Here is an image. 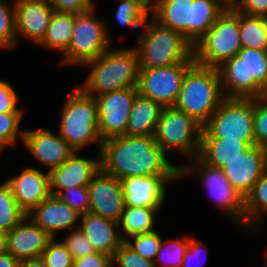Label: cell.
<instances>
[{
	"label": "cell",
	"mask_w": 267,
	"mask_h": 267,
	"mask_svg": "<svg viewBox=\"0 0 267 267\" xmlns=\"http://www.w3.org/2000/svg\"><path fill=\"white\" fill-rule=\"evenodd\" d=\"M120 182L125 206L156 208L162 213L164 208L167 210L168 191L174 189L180 179L179 175H147L126 177Z\"/></svg>",
	"instance_id": "5bb4252c"
},
{
	"label": "cell",
	"mask_w": 267,
	"mask_h": 267,
	"mask_svg": "<svg viewBox=\"0 0 267 267\" xmlns=\"http://www.w3.org/2000/svg\"><path fill=\"white\" fill-rule=\"evenodd\" d=\"M3 78H0V113H26L28 109L22 105L23 99L18 92L20 89L13 86L10 80Z\"/></svg>",
	"instance_id": "74e56055"
},
{
	"label": "cell",
	"mask_w": 267,
	"mask_h": 267,
	"mask_svg": "<svg viewBox=\"0 0 267 267\" xmlns=\"http://www.w3.org/2000/svg\"><path fill=\"white\" fill-rule=\"evenodd\" d=\"M239 34L242 48L267 51V17L239 12Z\"/></svg>",
	"instance_id": "1f68e13d"
},
{
	"label": "cell",
	"mask_w": 267,
	"mask_h": 267,
	"mask_svg": "<svg viewBox=\"0 0 267 267\" xmlns=\"http://www.w3.org/2000/svg\"><path fill=\"white\" fill-rule=\"evenodd\" d=\"M0 267H20V260L6 252L0 255Z\"/></svg>",
	"instance_id": "c3c4849f"
},
{
	"label": "cell",
	"mask_w": 267,
	"mask_h": 267,
	"mask_svg": "<svg viewBox=\"0 0 267 267\" xmlns=\"http://www.w3.org/2000/svg\"><path fill=\"white\" fill-rule=\"evenodd\" d=\"M226 8L218 0H193L191 6V45L214 25Z\"/></svg>",
	"instance_id": "4dcf8cb0"
},
{
	"label": "cell",
	"mask_w": 267,
	"mask_h": 267,
	"mask_svg": "<svg viewBox=\"0 0 267 267\" xmlns=\"http://www.w3.org/2000/svg\"><path fill=\"white\" fill-rule=\"evenodd\" d=\"M59 107L55 128L74 151L95 148L100 152L103 139L99 134L98 107L95 97L87 95L75 84ZM57 124V125H56Z\"/></svg>",
	"instance_id": "3957f363"
},
{
	"label": "cell",
	"mask_w": 267,
	"mask_h": 267,
	"mask_svg": "<svg viewBox=\"0 0 267 267\" xmlns=\"http://www.w3.org/2000/svg\"><path fill=\"white\" fill-rule=\"evenodd\" d=\"M261 99L267 104V87L263 89Z\"/></svg>",
	"instance_id": "db71d44e"
},
{
	"label": "cell",
	"mask_w": 267,
	"mask_h": 267,
	"mask_svg": "<svg viewBox=\"0 0 267 267\" xmlns=\"http://www.w3.org/2000/svg\"><path fill=\"white\" fill-rule=\"evenodd\" d=\"M73 267H113L112 257L101 252L91 253L75 259Z\"/></svg>",
	"instance_id": "bcb514c9"
},
{
	"label": "cell",
	"mask_w": 267,
	"mask_h": 267,
	"mask_svg": "<svg viewBox=\"0 0 267 267\" xmlns=\"http://www.w3.org/2000/svg\"><path fill=\"white\" fill-rule=\"evenodd\" d=\"M255 142L232 139H201L199 158L215 168H222L229 161L240 156Z\"/></svg>",
	"instance_id": "4316f807"
},
{
	"label": "cell",
	"mask_w": 267,
	"mask_h": 267,
	"mask_svg": "<svg viewBox=\"0 0 267 267\" xmlns=\"http://www.w3.org/2000/svg\"><path fill=\"white\" fill-rule=\"evenodd\" d=\"M254 98L224 97L203 126L201 139L254 142Z\"/></svg>",
	"instance_id": "8fae6325"
},
{
	"label": "cell",
	"mask_w": 267,
	"mask_h": 267,
	"mask_svg": "<svg viewBox=\"0 0 267 267\" xmlns=\"http://www.w3.org/2000/svg\"><path fill=\"white\" fill-rule=\"evenodd\" d=\"M47 267H73L74 259L59 238H52L41 255Z\"/></svg>",
	"instance_id": "ab89813d"
},
{
	"label": "cell",
	"mask_w": 267,
	"mask_h": 267,
	"mask_svg": "<svg viewBox=\"0 0 267 267\" xmlns=\"http://www.w3.org/2000/svg\"><path fill=\"white\" fill-rule=\"evenodd\" d=\"M59 239L71 253L74 260L97 252L79 227L61 235Z\"/></svg>",
	"instance_id": "f35d334b"
},
{
	"label": "cell",
	"mask_w": 267,
	"mask_h": 267,
	"mask_svg": "<svg viewBox=\"0 0 267 267\" xmlns=\"http://www.w3.org/2000/svg\"><path fill=\"white\" fill-rule=\"evenodd\" d=\"M164 237L154 260L155 267H181L189 247V235Z\"/></svg>",
	"instance_id": "836d02e7"
},
{
	"label": "cell",
	"mask_w": 267,
	"mask_h": 267,
	"mask_svg": "<svg viewBox=\"0 0 267 267\" xmlns=\"http://www.w3.org/2000/svg\"><path fill=\"white\" fill-rule=\"evenodd\" d=\"M113 267H155L154 262L147 260L136 253L124 241L115 251L112 257Z\"/></svg>",
	"instance_id": "7bdbcfd3"
},
{
	"label": "cell",
	"mask_w": 267,
	"mask_h": 267,
	"mask_svg": "<svg viewBox=\"0 0 267 267\" xmlns=\"http://www.w3.org/2000/svg\"><path fill=\"white\" fill-rule=\"evenodd\" d=\"M195 63L193 54L183 63L156 67L139 68L138 92L164 106H174L182 88L186 71Z\"/></svg>",
	"instance_id": "7c38bea8"
},
{
	"label": "cell",
	"mask_w": 267,
	"mask_h": 267,
	"mask_svg": "<svg viewBox=\"0 0 267 267\" xmlns=\"http://www.w3.org/2000/svg\"><path fill=\"white\" fill-rule=\"evenodd\" d=\"M209 245L199 239L193 231L189 233V247L184 255L181 267H204L209 258Z\"/></svg>",
	"instance_id": "60d3db41"
},
{
	"label": "cell",
	"mask_w": 267,
	"mask_h": 267,
	"mask_svg": "<svg viewBox=\"0 0 267 267\" xmlns=\"http://www.w3.org/2000/svg\"><path fill=\"white\" fill-rule=\"evenodd\" d=\"M203 127L184 111L164 106L155 131V140L173 160L180 159L179 167L199 156ZM177 156V157H176Z\"/></svg>",
	"instance_id": "9c48e42d"
},
{
	"label": "cell",
	"mask_w": 267,
	"mask_h": 267,
	"mask_svg": "<svg viewBox=\"0 0 267 267\" xmlns=\"http://www.w3.org/2000/svg\"><path fill=\"white\" fill-rule=\"evenodd\" d=\"M17 51L14 0H0V52Z\"/></svg>",
	"instance_id": "d590c367"
},
{
	"label": "cell",
	"mask_w": 267,
	"mask_h": 267,
	"mask_svg": "<svg viewBox=\"0 0 267 267\" xmlns=\"http://www.w3.org/2000/svg\"><path fill=\"white\" fill-rule=\"evenodd\" d=\"M112 1V0H111ZM116 4L114 9V23L120 28L129 29L136 34L135 41L139 35L140 28L151 16V0H113ZM139 29V30H137ZM137 31V32H136ZM138 33V34H137Z\"/></svg>",
	"instance_id": "f546056e"
},
{
	"label": "cell",
	"mask_w": 267,
	"mask_h": 267,
	"mask_svg": "<svg viewBox=\"0 0 267 267\" xmlns=\"http://www.w3.org/2000/svg\"><path fill=\"white\" fill-rule=\"evenodd\" d=\"M161 213L156 208L149 207H124L119 221V232L123 241L145 233L155 231L159 226L158 220ZM158 222V224H156Z\"/></svg>",
	"instance_id": "f1b7e54d"
},
{
	"label": "cell",
	"mask_w": 267,
	"mask_h": 267,
	"mask_svg": "<svg viewBox=\"0 0 267 267\" xmlns=\"http://www.w3.org/2000/svg\"><path fill=\"white\" fill-rule=\"evenodd\" d=\"M235 8L245 15L267 17V0H240Z\"/></svg>",
	"instance_id": "7dc6e473"
},
{
	"label": "cell",
	"mask_w": 267,
	"mask_h": 267,
	"mask_svg": "<svg viewBox=\"0 0 267 267\" xmlns=\"http://www.w3.org/2000/svg\"><path fill=\"white\" fill-rule=\"evenodd\" d=\"M193 0H151V16L160 24L179 32L191 44Z\"/></svg>",
	"instance_id": "d4e9b609"
},
{
	"label": "cell",
	"mask_w": 267,
	"mask_h": 267,
	"mask_svg": "<svg viewBox=\"0 0 267 267\" xmlns=\"http://www.w3.org/2000/svg\"><path fill=\"white\" fill-rule=\"evenodd\" d=\"M134 42L139 68L180 64L193 54V46L179 32L160 24L152 16Z\"/></svg>",
	"instance_id": "8992f818"
},
{
	"label": "cell",
	"mask_w": 267,
	"mask_h": 267,
	"mask_svg": "<svg viewBox=\"0 0 267 267\" xmlns=\"http://www.w3.org/2000/svg\"><path fill=\"white\" fill-rule=\"evenodd\" d=\"M20 267H47L42 257L24 259L20 261Z\"/></svg>",
	"instance_id": "681fc988"
},
{
	"label": "cell",
	"mask_w": 267,
	"mask_h": 267,
	"mask_svg": "<svg viewBox=\"0 0 267 267\" xmlns=\"http://www.w3.org/2000/svg\"><path fill=\"white\" fill-rule=\"evenodd\" d=\"M3 155H4V153L0 150V157L3 156Z\"/></svg>",
	"instance_id": "9f6ffc18"
},
{
	"label": "cell",
	"mask_w": 267,
	"mask_h": 267,
	"mask_svg": "<svg viewBox=\"0 0 267 267\" xmlns=\"http://www.w3.org/2000/svg\"><path fill=\"white\" fill-rule=\"evenodd\" d=\"M223 98L219 70L195 62L186 71L174 107L184 111L203 127Z\"/></svg>",
	"instance_id": "52a82bcc"
},
{
	"label": "cell",
	"mask_w": 267,
	"mask_h": 267,
	"mask_svg": "<svg viewBox=\"0 0 267 267\" xmlns=\"http://www.w3.org/2000/svg\"><path fill=\"white\" fill-rule=\"evenodd\" d=\"M74 151L59 167L49 171L50 193L58 195L70 187H88L101 169L100 152ZM87 155H86V154ZM94 154L93 157L90 155Z\"/></svg>",
	"instance_id": "2e32d148"
},
{
	"label": "cell",
	"mask_w": 267,
	"mask_h": 267,
	"mask_svg": "<svg viewBox=\"0 0 267 267\" xmlns=\"http://www.w3.org/2000/svg\"><path fill=\"white\" fill-rule=\"evenodd\" d=\"M88 190L89 212L119 223L125 207L120 180L100 169L92 178Z\"/></svg>",
	"instance_id": "ffe728a7"
},
{
	"label": "cell",
	"mask_w": 267,
	"mask_h": 267,
	"mask_svg": "<svg viewBox=\"0 0 267 267\" xmlns=\"http://www.w3.org/2000/svg\"><path fill=\"white\" fill-rule=\"evenodd\" d=\"M54 11L81 14L99 8V0H47Z\"/></svg>",
	"instance_id": "f6af8a7d"
},
{
	"label": "cell",
	"mask_w": 267,
	"mask_h": 267,
	"mask_svg": "<svg viewBox=\"0 0 267 267\" xmlns=\"http://www.w3.org/2000/svg\"><path fill=\"white\" fill-rule=\"evenodd\" d=\"M25 117L26 113H0V150L5 155L10 149L14 148L16 151V148L18 150V146L22 145Z\"/></svg>",
	"instance_id": "d6a6232c"
},
{
	"label": "cell",
	"mask_w": 267,
	"mask_h": 267,
	"mask_svg": "<svg viewBox=\"0 0 267 267\" xmlns=\"http://www.w3.org/2000/svg\"><path fill=\"white\" fill-rule=\"evenodd\" d=\"M20 168L19 173L5 174V181L10 185L19 208L28 215L51 195L49 172L27 163Z\"/></svg>",
	"instance_id": "e0dca14e"
},
{
	"label": "cell",
	"mask_w": 267,
	"mask_h": 267,
	"mask_svg": "<svg viewBox=\"0 0 267 267\" xmlns=\"http://www.w3.org/2000/svg\"><path fill=\"white\" fill-rule=\"evenodd\" d=\"M52 237L26 215L7 232V252L18 260L41 257Z\"/></svg>",
	"instance_id": "7402d4cb"
},
{
	"label": "cell",
	"mask_w": 267,
	"mask_h": 267,
	"mask_svg": "<svg viewBox=\"0 0 267 267\" xmlns=\"http://www.w3.org/2000/svg\"><path fill=\"white\" fill-rule=\"evenodd\" d=\"M260 265H261L262 267H267V265H266L264 262H263V264L261 263ZM261 266H260V267H261Z\"/></svg>",
	"instance_id": "11a10c76"
},
{
	"label": "cell",
	"mask_w": 267,
	"mask_h": 267,
	"mask_svg": "<svg viewBox=\"0 0 267 267\" xmlns=\"http://www.w3.org/2000/svg\"><path fill=\"white\" fill-rule=\"evenodd\" d=\"M221 169L231 186L244 199L267 170V147L251 145Z\"/></svg>",
	"instance_id": "d6986e66"
},
{
	"label": "cell",
	"mask_w": 267,
	"mask_h": 267,
	"mask_svg": "<svg viewBox=\"0 0 267 267\" xmlns=\"http://www.w3.org/2000/svg\"><path fill=\"white\" fill-rule=\"evenodd\" d=\"M76 14L54 11L44 39L36 46L60 56L66 51L71 39Z\"/></svg>",
	"instance_id": "83f0119b"
},
{
	"label": "cell",
	"mask_w": 267,
	"mask_h": 267,
	"mask_svg": "<svg viewBox=\"0 0 267 267\" xmlns=\"http://www.w3.org/2000/svg\"><path fill=\"white\" fill-rule=\"evenodd\" d=\"M218 70L224 97L261 98L267 87V51L242 48Z\"/></svg>",
	"instance_id": "ba28073f"
},
{
	"label": "cell",
	"mask_w": 267,
	"mask_h": 267,
	"mask_svg": "<svg viewBox=\"0 0 267 267\" xmlns=\"http://www.w3.org/2000/svg\"><path fill=\"white\" fill-rule=\"evenodd\" d=\"M14 6L17 49L23 42L36 47L44 39L54 8L47 0H14Z\"/></svg>",
	"instance_id": "ac0fdd59"
},
{
	"label": "cell",
	"mask_w": 267,
	"mask_h": 267,
	"mask_svg": "<svg viewBox=\"0 0 267 267\" xmlns=\"http://www.w3.org/2000/svg\"><path fill=\"white\" fill-rule=\"evenodd\" d=\"M28 216L52 238L79 227L80 215L58 196L44 199Z\"/></svg>",
	"instance_id": "44dd1931"
},
{
	"label": "cell",
	"mask_w": 267,
	"mask_h": 267,
	"mask_svg": "<svg viewBox=\"0 0 267 267\" xmlns=\"http://www.w3.org/2000/svg\"><path fill=\"white\" fill-rule=\"evenodd\" d=\"M101 170L118 180L147 175H179V162L157 144L154 135H120L103 140Z\"/></svg>",
	"instance_id": "6da1fadb"
},
{
	"label": "cell",
	"mask_w": 267,
	"mask_h": 267,
	"mask_svg": "<svg viewBox=\"0 0 267 267\" xmlns=\"http://www.w3.org/2000/svg\"><path fill=\"white\" fill-rule=\"evenodd\" d=\"M57 196L80 216L89 212L90 200L88 187H70L62 190Z\"/></svg>",
	"instance_id": "b9f144b4"
},
{
	"label": "cell",
	"mask_w": 267,
	"mask_h": 267,
	"mask_svg": "<svg viewBox=\"0 0 267 267\" xmlns=\"http://www.w3.org/2000/svg\"><path fill=\"white\" fill-rule=\"evenodd\" d=\"M7 252V232L0 229V255Z\"/></svg>",
	"instance_id": "f907efd6"
},
{
	"label": "cell",
	"mask_w": 267,
	"mask_h": 267,
	"mask_svg": "<svg viewBox=\"0 0 267 267\" xmlns=\"http://www.w3.org/2000/svg\"><path fill=\"white\" fill-rule=\"evenodd\" d=\"M263 251V253H262V257H264L263 259H262V262H264L266 265H267V245H266V247L264 248V250H262Z\"/></svg>",
	"instance_id": "f5cc1de1"
},
{
	"label": "cell",
	"mask_w": 267,
	"mask_h": 267,
	"mask_svg": "<svg viewBox=\"0 0 267 267\" xmlns=\"http://www.w3.org/2000/svg\"><path fill=\"white\" fill-rule=\"evenodd\" d=\"M225 8H235L240 0H218Z\"/></svg>",
	"instance_id": "816d5d0a"
},
{
	"label": "cell",
	"mask_w": 267,
	"mask_h": 267,
	"mask_svg": "<svg viewBox=\"0 0 267 267\" xmlns=\"http://www.w3.org/2000/svg\"><path fill=\"white\" fill-rule=\"evenodd\" d=\"M253 134L257 146L267 147V104L261 98H254Z\"/></svg>",
	"instance_id": "ee69618b"
},
{
	"label": "cell",
	"mask_w": 267,
	"mask_h": 267,
	"mask_svg": "<svg viewBox=\"0 0 267 267\" xmlns=\"http://www.w3.org/2000/svg\"><path fill=\"white\" fill-rule=\"evenodd\" d=\"M81 70H85L87 74L76 85L93 97L138 86L139 62L133 45L122 47L113 44L98 58L86 62Z\"/></svg>",
	"instance_id": "7a4b0ae2"
},
{
	"label": "cell",
	"mask_w": 267,
	"mask_h": 267,
	"mask_svg": "<svg viewBox=\"0 0 267 267\" xmlns=\"http://www.w3.org/2000/svg\"><path fill=\"white\" fill-rule=\"evenodd\" d=\"M26 214L19 208L10 185L0 181V229L6 232L12 230Z\"/></svg>",
	"instance_id": "e575fe53"
},
{
	"label": "cell",
	"mask_w": 267,
	"mask_h": 267,
	"mask_svg": "<svg viewBox=\"0 0 267 267\" xmlns=\"http://www.w3.org/2000/svg\"><path fill=\"white\" fill-rule=\"evenodd\" d=\"M138 88L109 91L95 97L99 134L103 140L127 135V124Z\"/></svg>",
	"instance_id": "9a60e30c"
},
{
	"label": "cell",
	"mask_w": 267,
	"mask_h": 267,
	"mask_svg": "<svg viewBox=\"0 0 267 267\" xmlns=\"http://www.w3.org/2000/svg\"><path fill=\"white\" fill-rule=\"evenodd\" d=\"M267 229V170L244 198L243 233L262 237Z\"/></svg>",
	"instance_id": "cb8c5ba5"
},
{
	"label": "cell",
	"mask_w": 267,
	"mask_h": 267,
	"mask_svg": "<svg viewBox=\"0 0 267 267\" xmlns=\"http://www.w3.org/2000/svg\"><path fill=\"white\" fill-rule=\"evenodd\" d=\"M179 179L180 183L186 179L192 180L193 184L197 183L204 189L202 192L208 197L206 199L212 204L214 213L223 216L222 218L231 223L233 230L235 228L242 235L244 199L228 182L221 168L209 166L199 157H195L180 166Z\"/></svg>",
	"instance_id": "277c9868"
},
{
	"label": "cell",
	"mask_w": 267,
	"mask_h": 267,
	"mask_svg": "<svg viewBox=\"0 0 267 267\" xmlns=\"http://www.w3.org/2000/svg\"><path fill=\"white\" fill-rule=\"evenodd\" d=\"M97 8L76 14L72 39L66 51L56 58L57 69H80L86 62L98 58L115 43L113 23L100 16ZM59 67V68H58Z\"/></svg>",
	"instance_id": "5b68a950"
},
{
	"label": "cell",
	"mask_w": 267,
	"mask_h": 267,
	"mask_svg": "<svg viewBox=\"0 0 267 267\" xmlns=\"http://www.w3.org/2000/svg\"><path fill=\"white\" fill-rule=\"evenodd\" d=\"M79 228L84 232L97 252L111 257L123 242L119 223L90 212L80 216Z\"/></svg>",
	"instance_id": "603a6c76"
},
{
	"label": "cell",
	"mask_w": 267,
	"mask_h": 267,
	"mask_svg": "<svg viewBox=\"0 0 267 267\" xmlns=\"http://www.w3.org/2000/svg\"><path fill=\"white\" fill-rule=\"evenodd\" d=\"M241 49L239 11L226 8L214 25L195 43L193 57L197 64L218 69L238 55Z\"/></svg>",
	"instance_id": "30bf717a"
},
{
	"label": "cell",
	"mask_w": 267,
	"mask_h": 267,
	"mask_svg": "<svg viewBox=\"0 0 267 267\" xmlns=\"http://www.w3.org/2000/svg\"><path fill=\"white\" fill-rule=\"evenodd\" d=\"M163 106L138 94L134 100L127 124L128 136L154 135Z\"/></svg>",
	"instance_id": "484cf974"
},
{
	"label": "cell",
	"mask_w": 267,
	"mask_h": 267,
	"mask_svg": "<svg viewBox=\"0 0 267 267\" xmlns=\"http://www.w3.org/2000/svg\"><path fill=\"white\" fill-rule=\"evenodd\" d=\"M158 230V231H157ZM161 228L153 232L132 236L124 242L143 258L154 262L163 240Z\"/></svg>",
	"instance_id": "8d00e7d4"
},
{
	"label": "cell",
	"mask_w": 267,
	"mask_h": 267,
	"mask_svg": "<svg viewBox=\"0 0 267 267\" xmlns=\"http://www.w3.org/2000/svg\"><path fill=\"white\" fill-rule=\"evenodd\" d=\"M37 126L31 129L25 128L22 146L28 152L27 155L30 153V160H33L32 166L49 172L62 165L74 150L56 129L53 130L50 127L47 129L45 125L39 126V124Z\"/></svg>",
	"instance_id": "4fadbf2b"
}]
</instances>
